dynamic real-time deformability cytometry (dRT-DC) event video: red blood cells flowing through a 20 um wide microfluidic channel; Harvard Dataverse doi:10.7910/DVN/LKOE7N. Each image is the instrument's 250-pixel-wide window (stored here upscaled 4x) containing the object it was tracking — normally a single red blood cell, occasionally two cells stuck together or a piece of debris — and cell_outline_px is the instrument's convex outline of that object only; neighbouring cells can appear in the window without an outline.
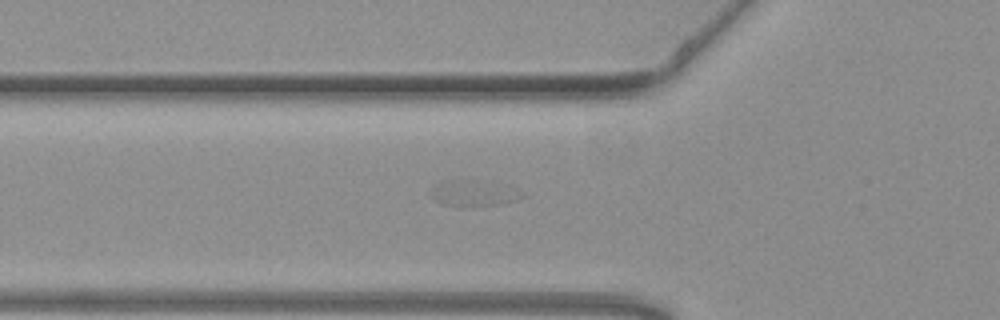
{"species": "common noctule bat (a hibernating species)", "species_latin": "Nyctalus noctula", "temperature_condition": "warm", "stored_images_in_passage": 12, "camera_frame_rate_fps": 3000, "um_per_image_px": 0.085, "animal": {"sex": "female", "body_mass_g": 19.3, "forearm_length_mm": 54.1}, "frame": {"image": 1, "passage_image": 4, "time_ms": 1.0, "image_size_px": [1000, 320], "cell_outline_px": [[524, 196], [516, 200], [500, 204], [472, 208], [464, 208], [440, 204], [432, 200], [428, 196], [428, 192], [436, 184], [444, 180], [452, 180], [508, 184]], "centroid_in_image_um": [40.15, 16.47], "position_along_channel_um": 85.6, "area_um2": 14.22}}
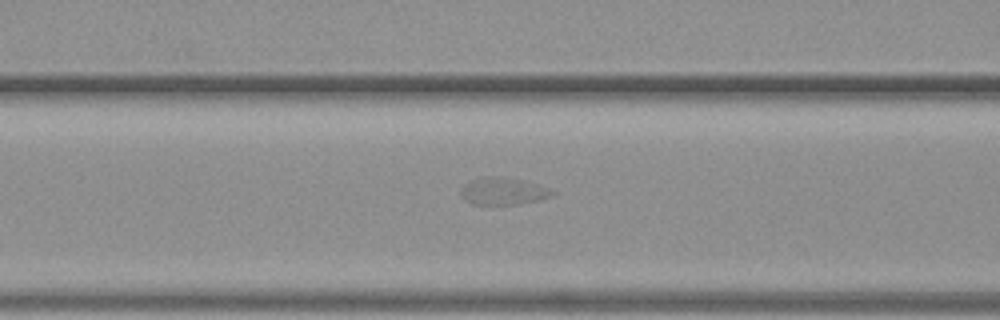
{"frame": {"image": 2, "passage_image": 7, "time_ms": 2.0, "image_size_px": [1000, 320], "cell_outline_px": [[556, 192], [552, 196], [540, 200], [520, 204], [472, 204], [464, 200], [460, 196], [460, 188], [464, 184], [472, 180], [484, 176], [504, 176], [536, 184], [548, 188]], "centroid_in_image_um": [42.73, 16.25], "position_along_channel_um": 123.9, "area_um2": 14.62}}
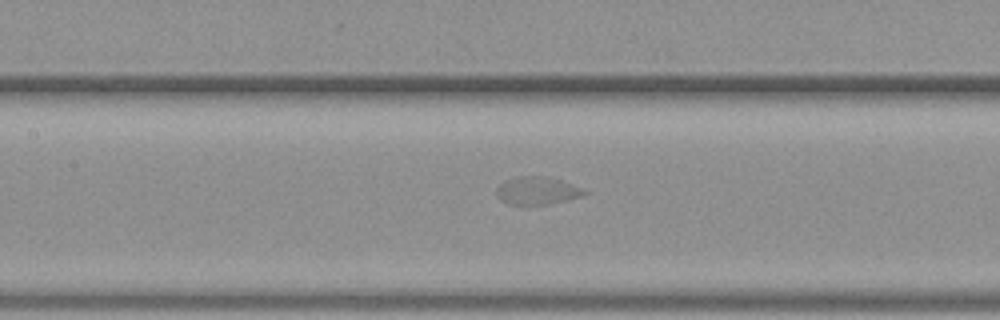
{"frame": {"image": 3, "passage_image": 10, "time_ms": 3.0, "image_size_px": [1000, 320], "cell_outline_px": [[592, 192], [584, 196], [552, 204], [508, 204], [500, 200], [496, 196], [496, 188], [504, 180], [516, 176], [548, 176], [560, 180]], "centroid_in_image_um": [45.67, 16.2], "position_along_channel_um": 161.7, "area_um2": 14.51}}